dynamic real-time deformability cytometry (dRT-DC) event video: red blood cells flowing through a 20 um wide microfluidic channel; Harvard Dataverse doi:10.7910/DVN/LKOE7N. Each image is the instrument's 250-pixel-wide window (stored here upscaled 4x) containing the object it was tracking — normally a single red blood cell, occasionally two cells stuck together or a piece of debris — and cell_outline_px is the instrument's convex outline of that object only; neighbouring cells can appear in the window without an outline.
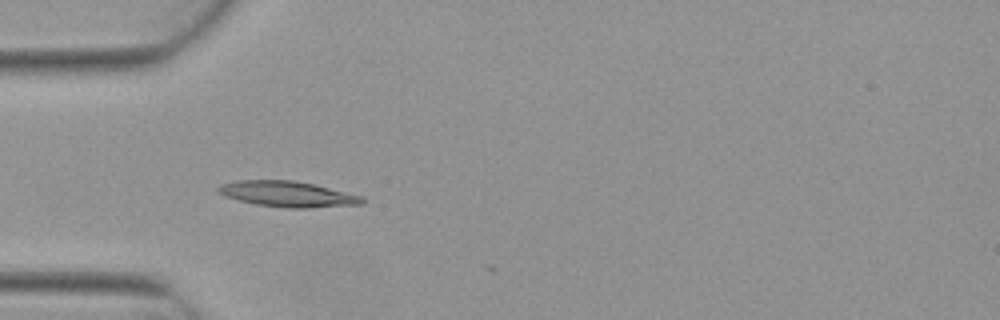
{"species": "Egyptian fruit bat (a non-hibernating species)", "species_latin": "Rousettus aegyptiacus", "temperature_condition": "warm", "stored_images_in_passage": 2, "camera_frame_rate_fps": 3000, "um_per_image_px": 0.085, "animal": {"sex": "female"}, "frame": {"image": 1, "passage_image": 1, "time_ms": 0.0, "image_size_px": [1000, 320], "cell_outline_px": [[368, 200], [364, 204], [308, 208], [288, 208], [256, 204], [224, 196], [216, 192], [216, 188], [220, 184], [240, 180], [292, 180], [312, 184], [364, 196]], "centroid_in_image_um": [24.47, 16.5], "position_along_channel_um": 60.5, "area_um2": 21.62}}
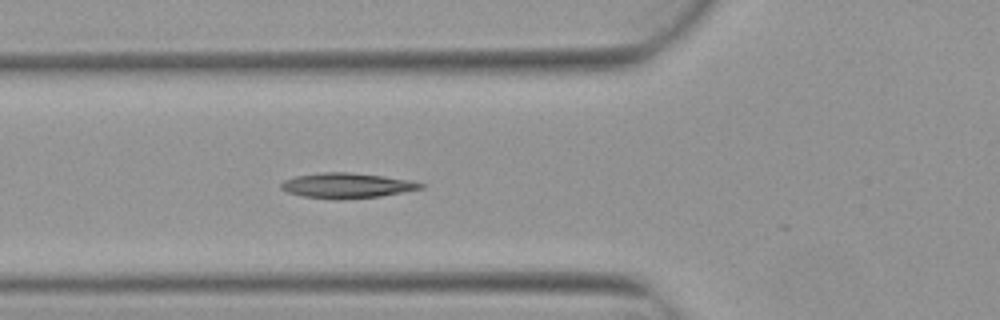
{"frame": {"image": 2, "passage_image": 2, "time_ms": 0.333, "image_size_px": [1000, 320], "cell_outline_px": [[424, 188], [380, 196], [340, 200], [336, 200], [304, 196], [288, 192], [280, 188], [280, 184], [284, 180], [296, 176], [320, 172], [348, 172], [384, 176], [412, 180], [424, 184]], "centroid_in_image_um": [29.49, 15.77], "position_along_channel_um": 96.3, "area_um2": 20.52}}